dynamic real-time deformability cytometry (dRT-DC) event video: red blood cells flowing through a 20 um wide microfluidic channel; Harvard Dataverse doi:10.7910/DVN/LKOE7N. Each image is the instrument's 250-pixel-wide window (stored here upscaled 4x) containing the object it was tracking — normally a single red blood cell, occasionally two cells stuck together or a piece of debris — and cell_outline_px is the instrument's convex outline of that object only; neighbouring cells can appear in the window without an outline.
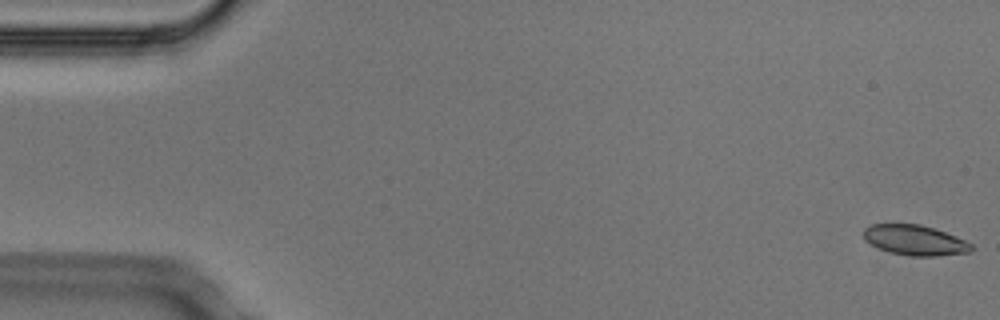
{"species": "Egyptian fruit bat (a non-hibernating species)", "species_latin": "Rousettus aegyptiacus", "temperature_condition": "cold", "stored_images_in_passage": 53, "camera_frame_rate_fps": 3000, "um_per_image_px": 0.085, "animal": {"sex": "male"}, "frame": {"image": 1, "passage_image": 1, "time_ms": 0.0, "image_size_px": [1000, 320], "cell_outline_px": [[972, 252], [936, 256], [908, 256], [892, 252], [880, 248], [864, 240], [864, 228], [872, 224], [920, 224], [956, 236], [972, 244]], "centroid_in_image_um": [77.78, 20.42], "position_along_channel_um": 7.2, "area_um2": 18.79}}
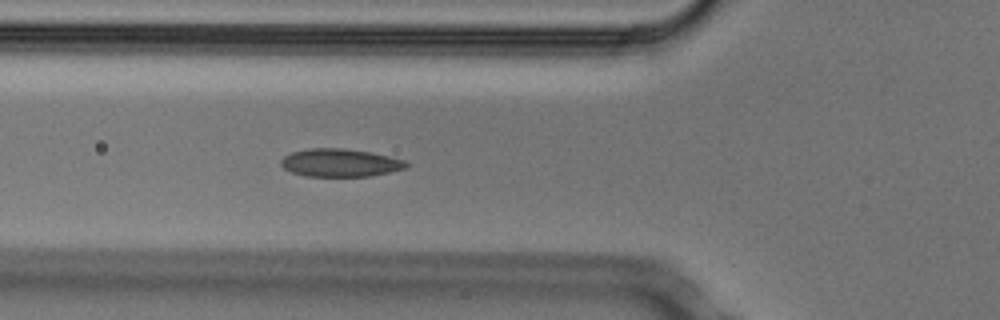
{"frame": {"image": 2, "passage_image": 19, "time_ms": 6.0, "image_size_px": [1000, 320], "cell_outline_px": [[408, 168], [368, 176], [304, 176], [292, 172], [284, 168], [280, 164], [280, 160], [284, 156], [292, 152], [308, 148], [344, 148], [368, 152], [388, 156], [404, 160], [408, 164]], "centroid_in_image_um": [28.88, 13.83], "position_along_channel_um": 96.9, "area_um2": 20.29}}
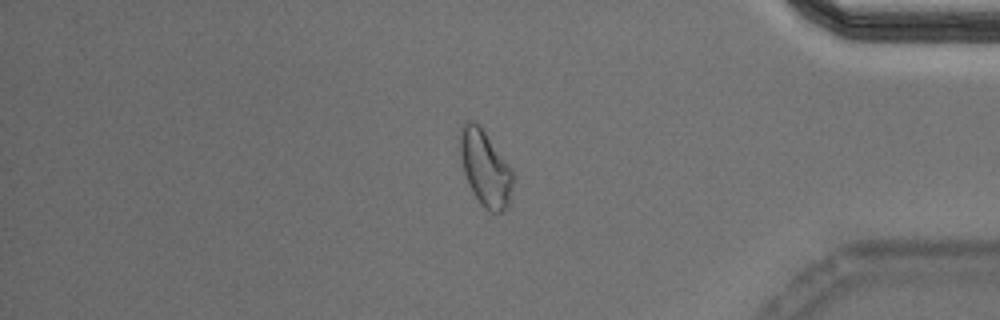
{"frame": {"image": 3, "passage_image": 45, "time_ms": 14.667, "image_size_px": [1000, 320], "cell_outline_px": [[516, 176], [508, 208], [500, 212], [492, 212], [484, 208], [480, 204], [468, 184], [464, 172], [460, 156], [460, 128], [468, 120], [472, 120], [480, 124], [512, 168]], "centroid_in_image_um": [41.28, 14.3], "position_along_channel_um": 393.9, "area_um2": 23.87}, "authors_computed_cell_mechanics": {"area_um2": 20.1144, "velocity_mm_per_s": 3.7412, "shape_relaxation_time_tau1_ms": 10.3138, "shape_relaxation_time_tau2_ms": 2.5138, "deformation_change_tau1": 0.1815, "deformation_change_tau2": 0.0766}}